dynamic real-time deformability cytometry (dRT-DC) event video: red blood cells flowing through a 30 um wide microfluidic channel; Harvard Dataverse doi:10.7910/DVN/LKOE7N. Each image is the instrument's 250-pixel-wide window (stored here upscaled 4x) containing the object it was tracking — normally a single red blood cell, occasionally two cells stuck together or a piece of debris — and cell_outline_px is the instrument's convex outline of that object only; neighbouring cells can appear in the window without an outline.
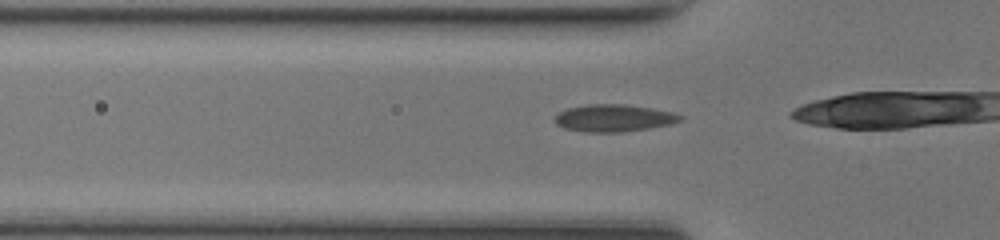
{"species": "common noctule bat (a hibernating species)", "species_latin": "Nyctalus noctula", "temperature_condition": "room temperature", "stored_images_in_passage": 16, "camera_frame_rate_fps": 3000, "um_per_image_px": 0.085, "animal": {"sex": "female", "body_mass_g": 17.0, "forearm_length_mm": 48.0}, "frame": {"image": 1, "passage_image": 11, "time_ms": 3.333, "image_size_px": [1000, 240], "cell_outline_px": [[684, 116], [680, 120], [672, 124], [648, 128], [620, 132], [584, 132], [564, 128], [556, 124], [552, 120], [560, 112], [568, 108], [588, 104], [624, 104], [652, 108], [672, 112]], "centroid_in_image_um": [52.16, 10.03], "position_along_channel_um": 73.6, "area_um2": 19.88}}
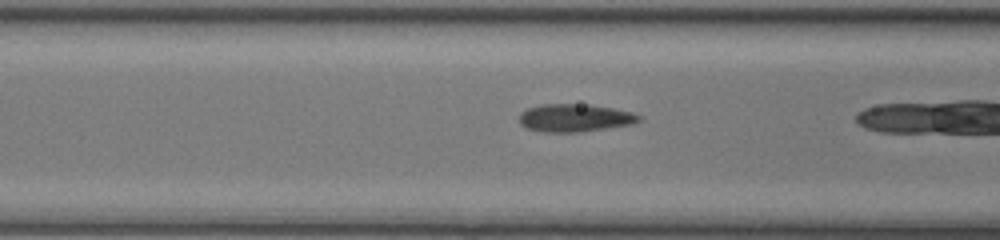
{"frame": {"image": 2, "passage_image": 14, "time_ms": 4.333, "image_size_px": [1000, 240], "cell_outline_px": [[644, 120], [632, 124], [580, 132], [544, 132], [524, 128], [520, 124], [520, 112], [528, 108], [544, 104], [592, 104], [632, 112], [644, 116]], "centroid_in_image_um": [48.9, 10.02], "position_along_channel_um": 117.7, "area_um2": 19.65}}